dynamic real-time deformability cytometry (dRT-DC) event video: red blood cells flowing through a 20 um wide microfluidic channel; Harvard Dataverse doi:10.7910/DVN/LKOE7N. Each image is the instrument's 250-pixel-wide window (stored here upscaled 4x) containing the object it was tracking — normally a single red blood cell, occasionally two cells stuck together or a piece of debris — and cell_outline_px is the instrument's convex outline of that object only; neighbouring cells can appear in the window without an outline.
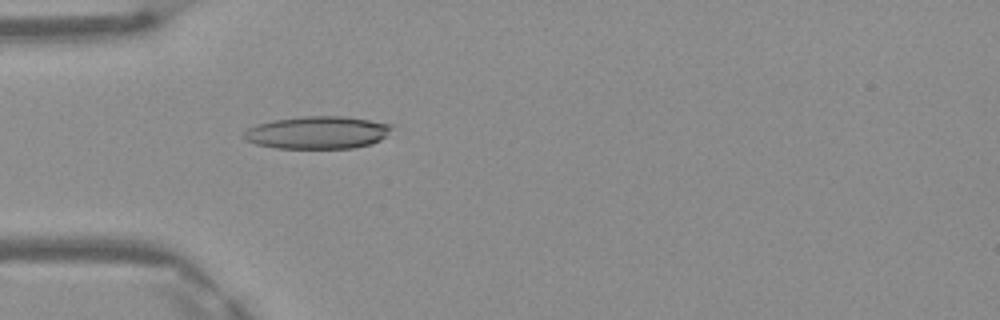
{"species": "Egyptian fruit bat (a non-hibernating species)", "species_latin": "Rousettus aegyptiacus", "temperature_condition": "warm", "stored_images_in_passage": 49, "camera_frame_rate_fps": 3000, "um_per_image_px": 0.085, "frame": {"image": 1, "passage_image": 15, "time_ms": 4.667, "image_size_px": [1000, 320], "cell_outline_px": [[392, 128], [380, 140], [372, 144], [356, 148], [276, 148], [256, 144], [240, 136], [248, 128], [272, 120], [304, 116], [344, 116], [392, 124]], "centroid_in_image_um": [26.98, 11.27], "position_along_channel_um": 58.0, "area_um2": 27.98}}
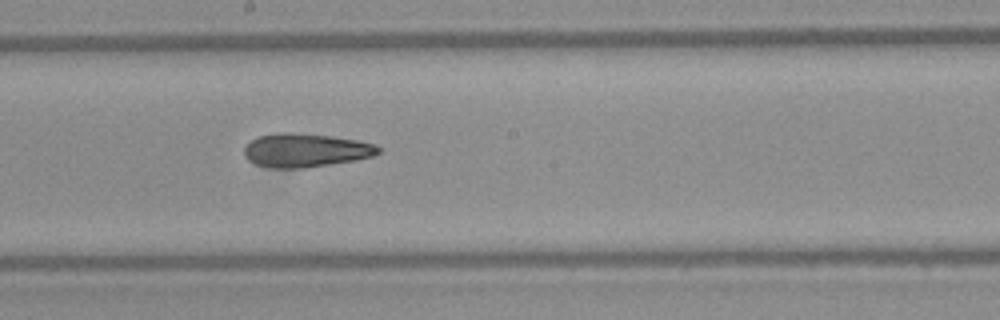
{"frame": {"image": 2, "passage_image": 27, "time_ms": 8.667, "image_size_px": [1000, 320], "cell_outline_px": [[380, 152], [372, 156], [356, 160], [304, 168], [268, 168], [256, 164], [248, 160], [244, 156], [244, 144], [260, 136], [280, 132], [288, 132], [332, 136], [360, 140], [376, 144], [380, 148]], "centroid_in_image_um": [25.97, 12.77], "position_along_channel_um": 222.2, "area_um2": 26.47}}
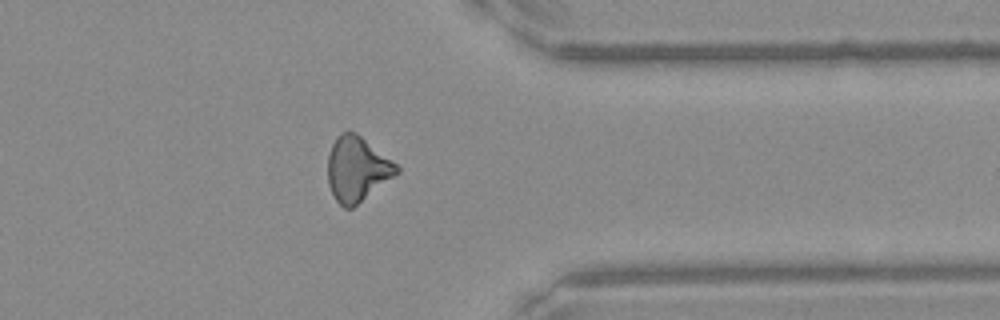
{"frame": {"image": 3, "passage_image": 39, "time_ms": 12.667, "image_size_px": [1000, 320], "cell_outline_px": [[400, 172], [352, 208], [344, 208], [336, 200], [328, 184], [328, 156], [332, 144], [336, 136], [340, 132], [356, 132], [396, 164], [400, 168]], "centroid_in_image_um": [30.34, 14.36], "position_along_channel_um": 381.1, "area_um2": 25.72}, "authors_computed_cell_mechanics": {"area_um2": 26.1256, "velocity_mm_per_s": 4.1927, "shape_relaxation_time_tau1_ms": null, "shape_relaxation_time_tau2_ms": 4.2427, "deformation_change_tau1": null, "deformation_change_tau2": 0.1497}}